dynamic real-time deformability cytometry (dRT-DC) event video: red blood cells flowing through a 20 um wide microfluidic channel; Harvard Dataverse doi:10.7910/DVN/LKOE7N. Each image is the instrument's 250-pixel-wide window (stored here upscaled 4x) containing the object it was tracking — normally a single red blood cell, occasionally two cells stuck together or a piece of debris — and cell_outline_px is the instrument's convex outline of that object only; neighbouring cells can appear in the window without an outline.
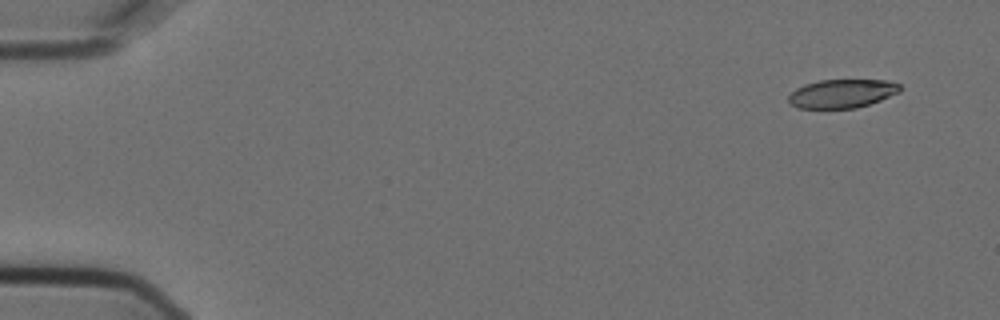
{"species": "Egyptian fruit bat (a non-hibernating species)", "species_latin": "Rousettus aegyptiacus", "temperature_condition": "cold", "stored_images_in_passage": 4, "camera_frame_rate_fps": 3000, "um_per_image_px": 0.085, "animal": {"sex": "female"}, "frame": {"image": 1, "passage_image": 1, "time_ms": 0.0, "image_size_px": [1000, 320], "cell_outline_px": [[900, 92], [880, 100], [856, 108], [796, 108], [788, 100], [788, 96], [796, 88], [804, 84], [820, 80], [884, 80], [900, 84]], "centroid_in_image_um": [71.55, 7.95], "position_along_channel_um": 13.4, "area_um2": 18.5}}